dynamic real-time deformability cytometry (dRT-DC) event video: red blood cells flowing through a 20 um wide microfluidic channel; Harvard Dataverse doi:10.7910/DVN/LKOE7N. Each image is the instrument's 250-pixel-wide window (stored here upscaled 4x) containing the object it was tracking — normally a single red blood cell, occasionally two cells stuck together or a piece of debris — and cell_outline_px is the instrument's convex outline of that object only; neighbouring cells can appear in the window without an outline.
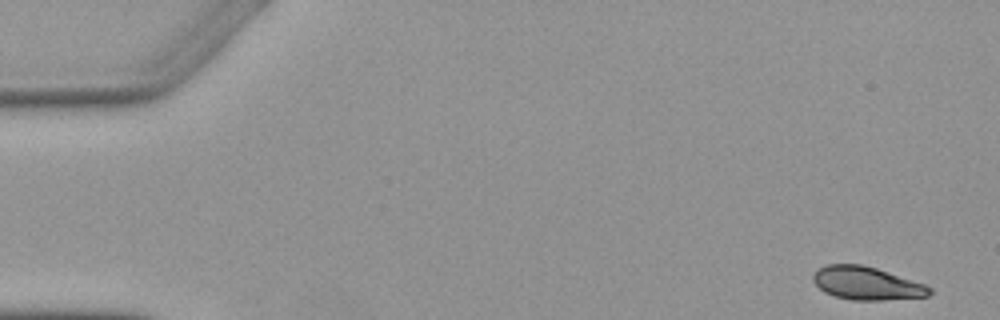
{"species": "Egyptian fruit bat (a non-hibernating species)", "species_latin": "Rousettus aegyptiacus", "temperature_condition": "warm", "stored_images_in_passage": 5, "segment_of_instrument_passage": [2, 2], "camera_frame_rate_fps": 3000, "um_per_image_px": 0.085, "animal": {"sex": "female"}, "frame": {"image": 1, "passage_image": 5, "time_ms": 5.667, "image_size_px": [1000, 320], "cell_outline_px": [[932, 292], [928, 296], [884, 300], [852, 300], [836, 296], [824, 292], [812, 280], [812, 276], [820, 268], [828, 264], [860, 264], [876, 268], [924, 284], [932, 288]], "centroid_in_image_um": [73.67, 24.08], "position_along_channel_um": 11.3, "area_um2": 22.2}}